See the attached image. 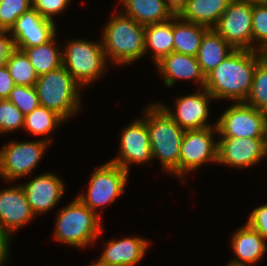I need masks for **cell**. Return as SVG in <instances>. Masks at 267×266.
I'll use <instances>...</instances> for the list:
<instances>
[{"instance_id": "6da1fadb", "label": "cell", "mask_w": 267, "mask_h": 266, "mask_svg": "<svg viewBox=\"0 0 267 266\" xmlns=\"http://www.w3.org/2000/svg\"><path fill=\"white\" fill-rule=\"evenodd\" d=\"M260 60L258 51L235 49L206 75L204 88L214 99L245 102Z\"/></svg>"}, {"instance_id": "7a4b0ae2", "label": "cell", "mask_w": 267, "mask_h": 266, "mask_svg": "<svg viewBox=\"0 0 267 266\" xmlns=\"http://www.w3.org/2000/svg\"><path fill=\"white\" fill-rule=\"evenodd\" d=\"M113 15L102 30L104 54L108 62L131 65L145 55V26L122 12Z\"/></svg>"}, {"instance_id": "3957f363", "label": "cell", "mask_w": 267, "mask_h": 266, "mask_svg": "<svg viewBox=\"0 0 267 266\" xmlns=\"http://www.w3.org/2000/svg\"><path fill=\"white\" fill-rule=\"evenodd\" d=\"M146 125L152 158H157L165 172L179 178V159L183 130L158 104L146 107Z\"/></svg>"}, {"instance_id": "277c9868", "label": "cell", "mask_w": 267, "mask_h": 266, "mask_svg": "<svg viewBox=\"0 0 267 266\" xmlns=\"http://www.w3.org/2000/svg\"><path fill=\"white\" fill-rule=\"evenodd\" d=\"M100 214L92 211L77 197L58 211L54 239L69 246L86 248L104 231Z\"/></svg>"}, {"instance_id": "5b68a950", "label": "cell", "mask_w": 267, "mask_h": 266, "mask_svg": "<svg viewBox=\"0 0 267 266\" xmlns=\"http://www.w3.org/2000/svg\"><path fill=\"white\" fill-rule=\"evenodd\" d=\"M34 87L40 106L55 111L64 120L69 119L81 108L80 88L83 87L72 78L63 65L38 76Z\"/></svg>"}, {"instance_id": "8992f818", "label": "cell", "mask_w": 267, "mask_h": 266, "mask_svg": "<svg viewBox=\"0 0 267 266\" xmlns=\"http://www.w3.org/2000/svg\"><path fill=\"white\" fill-rule=\"evenodd\" d=\"M62 61L67 72L81 87L101 77L107 68L102 41H69L62 50Z\"/></svg>"}, {"instance_id": "52a82bcc", "label": "cell", "mask_w": 267, "mask_h": 266, "mask_svg": "<svg viewBox=\"0 0 267 266\" xmlns=\"http://www.w3.org/2000/svg\"><path fill=\"white\" fill-rule=\"evenodd\" d=\"M89 180L86 195L79 194L77 198L92 211H103V207L120 197L128 183L129 172L122 167L107 162L93 171Z\"/></svg>"}, {"instance_id": "ba28073f", "label": "cell", "mask_w": 267, "mask_h": 266, "mask_svg": "<svg viewBox=\"0 0 267 266\" xmlns=\"http://www.w3.org/2000/svg\"><path fill=\"white\" fill-rule=\"evenodd\" d=\"M51 141L49 138L27 142L8 141L0 150L1 178L12 182L30 174Z\"/></svg>"}, {"instance_id": "9c48e42d", "label": "cell", "mask_w": 267, "mask_h": 266, "mask_svg": "<svg viewBox=\"0 0 267 266\" xmlns=\"http://www.w3.org/2000/svg\"><path fill=\"white\" fill-rule=\"evenodd\" d=\"M217 126L185 130L180 147L179 178L184 181L185 174L200 168L207 162L218 163Z\"/></svg>"}, {"instance_id": "30bf717a", "label": "cell", "mask_w": 267, "mask_h": 266, "mask_svg": "<svg viewBox=\"0 0 267 266\" xmlns=\"http://www.w3.org/2000/svg\"><path fill=\"white\" fill-rule=\"evenodd\" d=\"M216 122L220 137L267 138V123L261 110L245 102L229 106Z\"/></svg>"}, {"instance_id": "8fae6325", "label": "cell", "mask_w": 267, "mask_h": 266, "mask_svg": "<svg viewBox=\"0 0 267 266\" xmlns=\"http://www.w3.org/2000/svg\"><path fill=\"white\" fill-rule=\"evenodd\" d=\"M213 29L234 49L252 50V5L232 0Z\"/></svg>"}, {"instance_id": "7c38bea8", "label": "cell", "mask_w": 267, "mask_h": 266, "mask_svg": "<svg viewBox=\"0 0 267 266\" xmlns=\"http://www.w3.org/2000/svg\"><path fill=\"white\" fill-rule=\"evenodd\" d=\"M142 118L126 126L120 136L119 155L109 162L129 172L131 164L150 163L152 158L149 132L146 125V109Z\"/></svg>"}, {"instance_id": "4fadbf2b", "label": "cell", "mask_w": 267, "mask_h": 266, "mask_svg": "<svg viewBox=\"0 0 267 266\" xmlns=\"http://www.w3.org/2000/svg\"><path fill=\"white\" fill-rule=\"evenodd\" d=\"M218 163L231 168H248L266 158L267 138L220 137Z\"/></svg>"}, {"instance_id": "5bb4252c", "label": "cell", "mask_w": 267, "mask_h": 266, "mask_svg": "<svg viewBox=\"0 0 267 266\" xmlns=\"http://www.w3.org/2000/svg\"><path fill=\"white\" fill-rule=\"evenodd\" d=\"M210 100L215 99L204 88L203 90L199 89L197 93L178 97L174 111L170 110L168 106L158 104L183 130H193L217 125V122L213 125L207 122Z\"/></svg>"}, {"instance_id": "9a60e30c", "label": "cell", "mask_w": 267, "mask_h": 266, "mask_svg": "<svg viewBox=\"0 0 267 266\" xmlns=\"http://www.w3.org/2000/svg\"><path fill=\"white\" fill-rule=\"evenodd\" d=\"M55 21L42 17L33 7L24 12L10 30L13 46L31 48L50 41L56 33Z\"/></svg>"}, {"instance_id": "2e32d148", "label": "cell", "mask_w": 267, "mask_h": 266, "mask_svg": "<svg viewBox=\"0 0 267 266\" xmlns=\"http://www.w3.org/2000/svg\"><path fill=\"white\" fill-rule=\"evenodd\" d=\"M64 182L53 173L37 175L20 185L35 216L54 208L64 193Z\"/></svg>"}, {"instance_id": "e0dca14e", "label": "cell", "mask_w": 267, "mask_h": 266, "mask_svg": "<svg viewBox=\"0 0 267 266\" xmlns=\"http://www.w3.org/2000/svg\"><path fill=\"white\" fill-rule=\"evenodd\" d=\"M35 218L20 185L0 190V229L12 235Z\"/></svg>"}, {"instance_id": "ac0fdd59", "label": "cell", "mask_w": 267, "mask_h": 266, "mask_svg": "<svg viewBox=\"0 0 267 266\" xmlns=\"http://www.w3.org/2000/svg\"><path fill=\"white\" fill-rule=\"evenodd\" d=\"M156 66L168 87H172L177 80L194 79L193 81L198 82L201 89H204L206 76L195 56L173 51L158 62Z\"/></svg>"}, {"instance_id": "d6986e66", "label": "cell", "mask_w": 267, "mask_h": 266, "mask_svg": "<svg viewBox=\"0 0 267 266\" xmlns=\"http://www.w3.org/2000/svg\"><path fill=\"white\" fill-rule=\"evenodd\" d=\"M99 259L109 266H135L146 255L149 241L142 237H127L107 241Z\"/></svg>"}, {"instance_id": "ffe728a7", "label": "cell", "mask_w": 267, "mask_h": 266, "mask_svg": "<svg viewBox=\"0 0 267 266\" xmlns=\"http://www.w3.org/2000/svg\"><path fill=\"white\" fill-rule=\"evenodd\" d=\"M231 239V248L236 256L231 259L234 263L253 265L267 251L264 238L247 223L237 229Z\"/></svg>"}, {"instance_id": "44dd1931", "label": "cell", "mask_w": 267, "mask_h": 266, "mask_svg": "<svg viewBox=\"0 0 267 266\" xmlns=\"http://www.w3.org/2000/svg\"><path fill=\"white\" fill-rule=\"evenodd\" d=\"M232 0H188L178 15L184 21L213 29Z\"/></svg>"}, {"instance_id": "7402d4cb", "label": "cell", "mask_w": 267, "mask_h": 266, "mask_svg": "<svg viewBox=\"0 0 267 266\" xmlns=\"http://www.w3.org/2000/svg\"><path fill=\"white\" fill-rule=\"evenodd\" d=\"M126 16L138 24L150 25L170 20L174 17L164 0H120Z\"/></svg>"}, {"instance_id": "603a6c76", "label": "cell", "mask_w": 267, "mask_h": 266, "mask_svg": "<svg viewBox=\"0 0 267 266\" xmlns=\"http://www.w3.org/2000/svg\"><path fill=\"white\" fill-rule=\"evenodd\" d=\"M234 50L214 29H209L202 38L196 56L205 76L215 69Z\"/></svg>"}, {"instance_id": "cb8c5ba5", "label": "cell", "mask_w": 267, "mask_h": 266, "mask_svg": "<svg viewBox=\"0 0 267 266\" xmlns=\"http://www.w3.org/2000/svg\"><path fill=\"white\" fill-rule=\"evenodd\" d=\"M209 28L173 17V51L185 55L197 56L202 38Z\"/></svg>"}, {"instance_id": "d4e9b609", "label": "cell", "mask_w": 267, "mask_h": 266, "mask_svg": "<svg viewBox=\"0 0 267 266\" xmlns=\"http://www.w3.org/2000/svg\"><path fill=\"white\" fill-rule=\"evenodd\" d=\"M173 45V18L145 26V53L152 49L155 64L173 52Z\"/></svg>"}, {"instance_id": "484cf974", "label": "cell", "mask_w": 267, "mask_h": 266, "mask_svg": "<svg viewBox=\"0 0 267 266\" xmlns=\"http://www.w3.org/2000/svg\"><path fill=\"white\" fill-rule=\"evenodd\" d=\"M55 38L56 35L50 41L31 48H17L26 54L38 76L63 65L62 51L56 45Z\"/></svg>"}, {"instance_id": "4316f807", "label": "cell", "mask_w": 267, "mask_h": 266, "mask_svg": "<svg viewBox=\"0 0 267 266\" xmlns=\"http://www.w3.org/2000/svg\"><path fill=\"white\" fill-rule=\"evenodd\" d=\"M64 121L55 111L38 106L25 116L23 128L33 135H50L49 133H52Z\"/></svg>"}, {"instance_id": "83f0119b", "label": "cell", "mask_w": 267, "mask_h": 266, "mask_svg": "<svg viewBox=\"0 0 267 266\" xmlns=\"http://www.w3.org/2000/svg\"><path fill=\"white\" fill-rule=\"evenodd\" d=\"M5 65L15 85L34 86L36 84L38 75L23 51L14 48L9 53Z\"/></svg>"}, {"instance_id": "f1b7e54d", "label": "cell", "mask_w": 267, "mask_h": 266, "mask_svg": "<svg viewBox=\"0 0 267 266\" xmlns=\"http://www.w3.org/2000/svg\"><path fill=\"white\" fill-rule=\"evenodd\" d=\"M245 103L258 110L267 104V65L261 60L256 65L251 91Z\"/></svg>"}, {"instance_id": "f546056e", "label": "cell", "mask_w": 267, "mask_h": 266, "mask_svg": "<svg viewBox=\"0 0 267 266\" xmlns=\"http://www.w3.org/2000/svg\"><path fill=\"white\" fill-rule=\"evenodd\" d=\"M32 8V0H2L0 2V30H8L16 20Z\"/></svg>"}, {"instance_id": "4dcf8cb0", "label": "cell", "mask_w": 267, "mask_h": 266, "mask_svg": "<svg viewBox=\"0 0 267 266\" xmlns=\"http://www.w3.org/2000/svg\"><path fill=\"white\" fill-rule=\"evenodd\" d=\"M265 46H267V4L252 5V50L259 51Z\"/></svg>"}, {"instance_id": "1f68e13d", "label": "cell", "mask_w": 267, "mask_h": 266, "mask_svg": "<svg viewBox=\"0 0 267 266\" xmlns=\"http://www.w3.org/2000/svg\"><path fill=\"white\" fill-rule=\"evenodd\" d=\"M7 99L12 102L25 116L40 106L34 86L15 85Z\"/></svg>"}, {"instance_id": "d6a6232c", "label": "cell", "mask_w": 267, "mask_h": 266, "mask_svg": "<svg viewBox=\"0 0 267 266\" xmlns=\"http://www.w3.org/2000/svg\"><path fill=\"white\" fill-rule=\"evenodd\" d=\"M25 115L8 99H0V133H11L24 126Z\"/></svg>"}, {"instance_id": "836d02e7", "label": "cell", "mask_w": 267, "mask_h": 266, "mask_svg": "<svg viewBox=\"0 0 267 266\" xmlns=\"http://www.w3.org/2000/svg\"><path fill=\"white\" fill-rule=\"evenodd\" d=\"M71 0H32V7L44 18L54 21L53 16L64 12Z\"/></svg>"}, {"instance_id": "e575fe53", "label": "cell", "mask_w": 267, "mask_h": 266, "mask_svg": "<svg viewBox=\"0 0 267 266\" xmlns=\"http://www.w3.org/2000/svg\"><path fill=\"white\" fill-rule=\"evenodd\" d=\"M247 224L267 240V204L255 208L250 214Z\"/></svg>"}, {"instance_id": "d590c367", "label": "cell", "mask_w": 267, "mask_h": 266, "mask_svg": "<svg viewBox=\"0 0 267 266\" xmlns=\"http://www.w3.org/2000/svg\"><path fill=\"white\" fill-rule=\"evenodd\" d=\"M8 34L9 37L6 35ZM14 49L10 31L0 30V68L5 66L9 53Z\"/></svg>"}, {"instance_id": "8d00e7d4", "label": "cell", "mask_w": 267, "mask_h": 266, "mask_svg": "<svg viewBox=\"0 0 267 266\" xmlns=\"http://www.w3.org/2000/svg\"><path fill=\"white\" fill-rule=\"evenodd\" d=\"M15 87L13 78L8 68L5 66L0 68V99H7L10 92Z\"/></svg>"}, {"instance_id": "74e56055", "label": "cell", "mask_w": 267, "mask_h": 266, "mask_svg": "<svg viewBox=\"0 0 267 266\" xmlns=\"http://www.w3.org/2000/svg\"><path fill=\"white\" fill-rule=\"evenodd\" d=\"M11 234L0 229V266H3L9 256Z\"/></svg>"}, {"instance_id": "f35d334b", "label": "cell", "mask_w": 267, "mask_h": 266, "mask_svg": "<svg viewBox=\"0 0 267 266\" xmlns=\"http://www.w3.org/2000/svg\"><path fill=\"white\" fill-rule=\"evenodd\" d=\"M167 8L174 16H178L186 6L188 0H164Z\"/></svg>"}, {"instance_id": "ab89813d", "label": "cell", "mask_w": 267, "mask_h": 266, "mask_svg": "<svg viewBox=\"0 0 267 266\" xmlns=\"http://www.w3.org/2000/svg\"><path fill=\"white\" fill-rule=\"evenodd\" d=\"M261 61L267 65V46L261 48L259 51Z\"/></svg>"}, {"instance_id": "60d3db41", "label": "cell", "mask_w": 267, "mask_h": 266, "mask_svg": "<svg viewBox=\"0 0 267 266\" xmlns=\"http://www.w3.org/2000/svg\"><path fill=\"white\" fill-rule=\"evenodd\" d=\"M241 1H245L247 3H250L251 5L267 4V0H241Z\"/></svg>"}, {"instance_id": "b9f144b4", "label": "cell", "mask_w": 267, "mask_h": 266, "mask_svg": "<svg viewBox=\"0 0 267 266\" xmlns=\"http://www.w3.org/2000/svg\"><path fill=\"white\" fill-rule=\"evenodd\" d=\"M88 266H109L107 263L102 262L100 259H98L95 263H92Z\"/></svg>"}, {"instance_id": "7bdbcfd3", "label": "cell", "mask_w": 267, "mask_h": 266, "mask_svg": "<svg viewBox=\"0 0 267 266\" xmlns=\"http://www.w3.org/2000/svg\"><path fill=\"white\" fill-rule=\"evenodd\" d=\"M261 113L267 123V104L261 109Z\"/></svg>"}, {"instance_id": "ee69618b", "label": "cell", "mask_w": 267, "mask_h": 266, "mask_svg": "<svg viewBox=\"0 0 267 266\" xmlns=\"http://www.w3.org/2000/svg\"><path fill=\"white\" fill-rule=\"evenodd\" d=\"M226 266H250L249 264H239V263H234L232 261L228 262ZM253 266V265H251Z\"/></svg>"}, {"instance_id": "f6af8a7d", "label": "cell", "mask_w": 267, "mask_h": 266, "mask_svg": "<svg viewBox=\"0 0 267 266\" xmlns=\"http://www.w3.org/2000/svg\"><path fill=\"white\" fill-rule=\"evenodd\" d=\"M266 157H267V139H266V149H265Z\"/></svg>"}]
</instances>
